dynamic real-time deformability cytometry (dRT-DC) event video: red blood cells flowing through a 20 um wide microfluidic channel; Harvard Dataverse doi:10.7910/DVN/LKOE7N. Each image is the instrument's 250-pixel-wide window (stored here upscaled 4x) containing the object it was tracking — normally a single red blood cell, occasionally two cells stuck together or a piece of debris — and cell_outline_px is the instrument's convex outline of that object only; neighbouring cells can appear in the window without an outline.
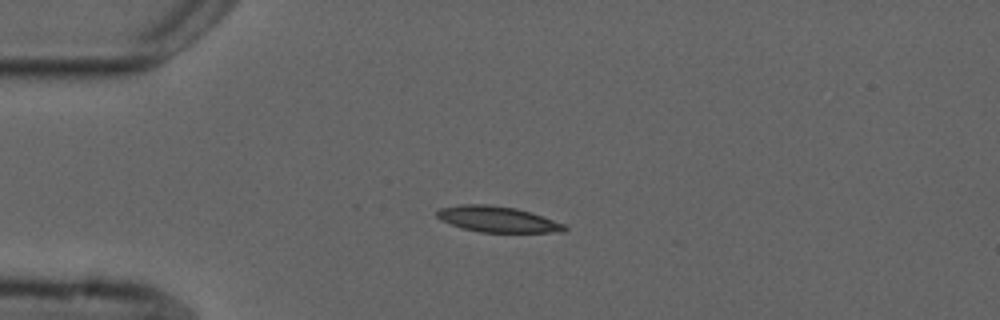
{"species": "common noctule bat (a hibernating species)", "species_latin": "Nyctalus noctula", "temperature_condition": "cold", "stored_images_in_passage": 8, "camera_frame_rate_fps": 3000, "um_per_image_px": 0.085, "animal": {"sex": "male", "forearm_length_mm": 52.5}, "frame": {"image": 1, "passage_image": 2, "time_ms": 2.333, "image_size_px": [1000, 320], "cell_outline_px": [[568, 228], [564, 232], [480, 232], [460, 228], [440, 220], [436, 216], [436, 212], [440, 208], [460, 204], [488, 204], [516, 208], [564, 224]], "centroid_in_image_um": [42.22, 18.64], "position_along_channel_um": 42.8, "area_um2": 19.13}}
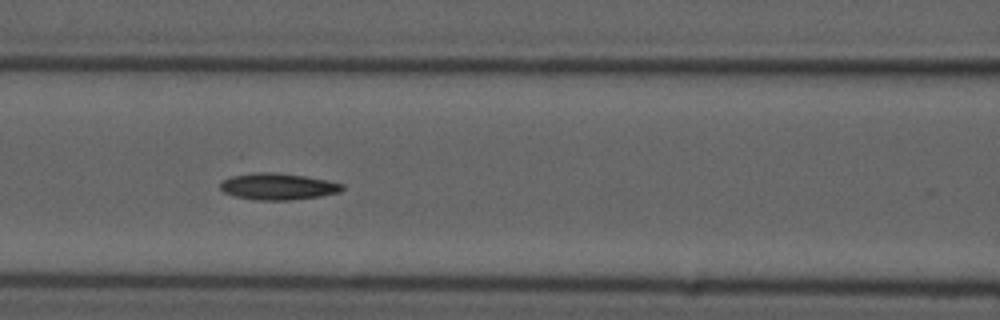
{"frame": {"image": 2, "passage_image": 5, "time_ms": 5.667, "image_size_px": [1000, 320], "cell_outline_px": [[344, 188], [340, 192], [320, 196], [292, 200], [256, 200], [236, 196], [224, 192], [220, 188], [220, 184], [224, 180], [240, 172], [276, 172], [304, 176], [328, 180], [344, 184]], "centroid_in_image_um": [23.62, 15.83], "position_along_channel_um": 143.0, "area_um2": 19.07}}
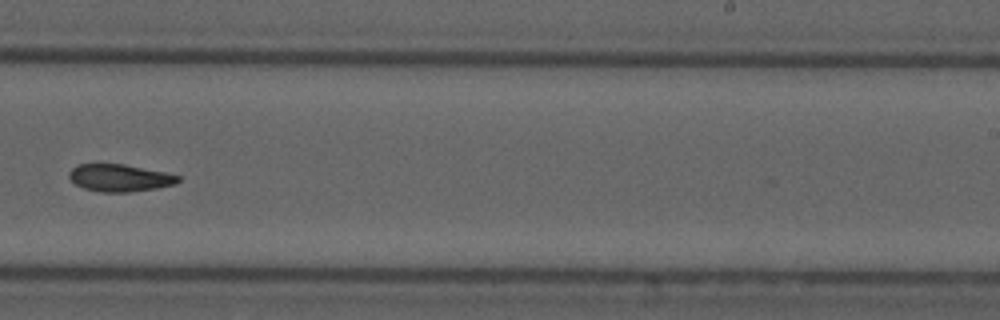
{"frame": {"image": 3, "passage_image": 8, "time_ms": 9.333, "image_size_px": [1000, 320], "cell_outline_px": [[180, 180], [176, 184], [156, 188], [132, 192], [100, 192], [84, 188], [76, 184], [68, 176], [68, 172], [76, 164], [124, 164], [164, 172], [180, 176]], "centroid_in_image_um": [10.17, 15.12], "position_along_channel_um": 278.8, "area_um2": 17.34}}